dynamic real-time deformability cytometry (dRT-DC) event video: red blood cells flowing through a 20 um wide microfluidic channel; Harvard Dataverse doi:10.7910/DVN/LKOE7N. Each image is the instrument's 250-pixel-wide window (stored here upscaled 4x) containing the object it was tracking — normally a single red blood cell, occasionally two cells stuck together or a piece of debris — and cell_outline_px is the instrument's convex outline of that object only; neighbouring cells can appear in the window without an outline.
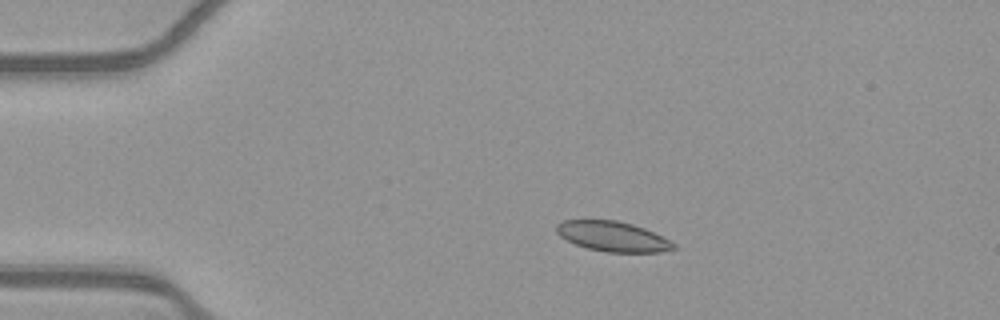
{"species": "common noctule bat (a hibernating species)", "species_latin": "Nyctalus noctula", "temperature_condition": "warm", "stored_images_in_passage": 43, "camera_frame_rate_fps": 3000, "um_per_image_px": 0.085, "animal": {"sex": "female", "body_mass_g": 21.9}, "frame": {"image": 1, "passage_image": 1, "time_ms": 0.0, "image_size_px": [1000, 320], "cell_outline_px": [[676, 248], [660, 252], [604, 252], [588, 248], [576, 244], [560, 236], [556, 232], [556, 224], [564, 220], [616, 220], [632, 224], [644, 228], [676, 244]], "centroid_in_image_um": [52.06, 20.09], "position_along_channel_um": 32.9, "area_um2": 20.29}}
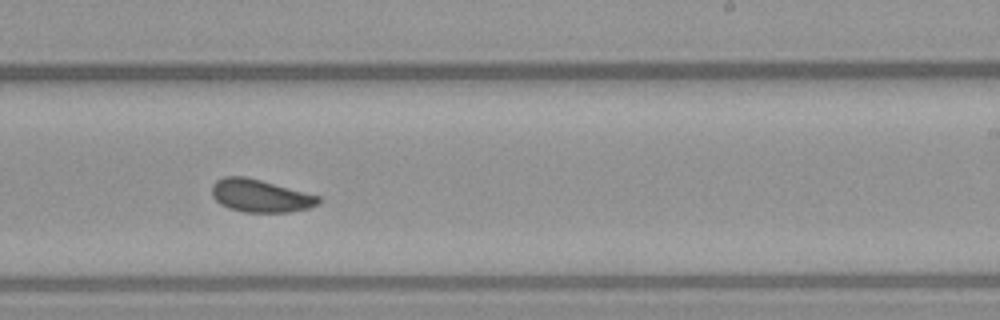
{"frame": {"image": 2, "passage_image": 23, "time_ms": 7.333, "image_size_px": [1000, 320], "cell_outline_px": [[320, 204], [308, 208], [292, 212], [244, 212], [228, 208], [220, 204], [212, 196], [212, 184], [216, 180], [224, 176], [244, 176], [260, 180], [320, 196]], "centroid_in_image_um": [22.11, 16.65], "position_along_channel_um": 266.9, "area_um2": 20.35}}
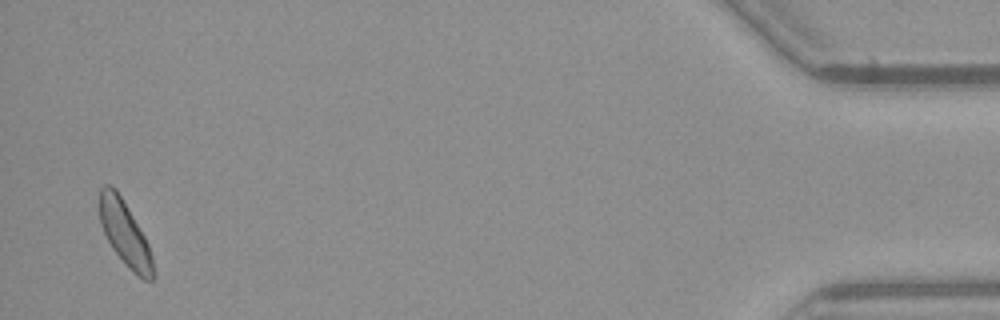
{"frame": {"image": 3, "passage_image": 42, "time_ms": 13.667, "image_size_px": [1000, 320], "cell_outline_px": [[156, 276], [152, 280], [144, 280], [132, 272], [128, 268], [112, 248], [100, 224], [100, 188], [104, 184], [112, 184], [116, 188], [144, 236], [148, 244], [152, 256]], "centroid_in_image_um": [10.63, 19.87], "position_along_channel_um": 424.6, "area_um2": 20.11}, "authors_computed_cell_mechanics": {"area_um2": 20.2878, "velocity_mm_per_s": 3.8724, "shape_relaxation_time_tau1_ms": 4.8536, "shape_relaxation_time_tau2_ms": 3.4285, "deformation_change_tau1": 0.0852, "deformation_change_tau2": 0.0782}}